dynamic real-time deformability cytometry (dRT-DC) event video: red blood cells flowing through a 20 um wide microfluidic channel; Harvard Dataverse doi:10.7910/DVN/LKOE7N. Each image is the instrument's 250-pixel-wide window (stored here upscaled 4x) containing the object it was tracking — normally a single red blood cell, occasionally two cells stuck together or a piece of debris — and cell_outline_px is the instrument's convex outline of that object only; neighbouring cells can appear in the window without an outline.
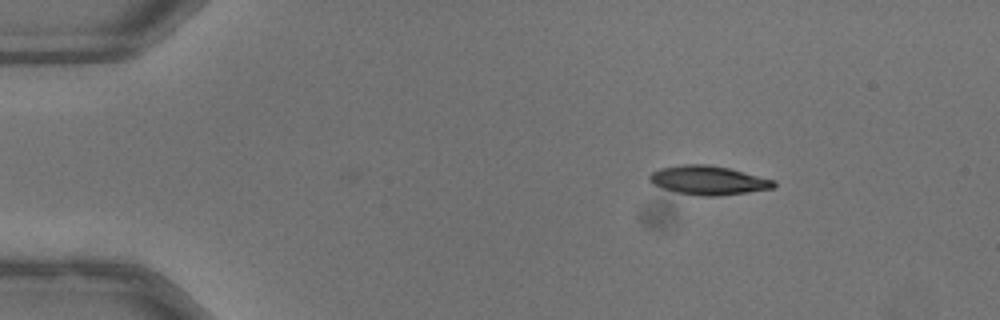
{"species": "common noctule bat (a hibernating species)", "species_latin": "Nyctalus noctula", "temperature_condition": "warm", "stored_images_in_passage": 6, "camera_frame_rate_fps": 3000, "um_per_image_px": 0.085, "animal": {"sex": "male", "body_mass_g": 13.3}, "frame": {"image": 1, "passage_image": 6, "time_ms": 1.667, "image_size_px": [1000, 320], "cell_outline_px": [[776, 188], [748, 192], [716, 196], [704, 196], [676, 192], [652, 184], [648, 180], [648, 176], [652, 172], [660, 168], [680, 164], [708, 164], [728, 168], [776, 180]], "centroid_in_image_um": [60.21, 15.32], "position_along_channel_um": 24.8, "area_um2": 21.04}}